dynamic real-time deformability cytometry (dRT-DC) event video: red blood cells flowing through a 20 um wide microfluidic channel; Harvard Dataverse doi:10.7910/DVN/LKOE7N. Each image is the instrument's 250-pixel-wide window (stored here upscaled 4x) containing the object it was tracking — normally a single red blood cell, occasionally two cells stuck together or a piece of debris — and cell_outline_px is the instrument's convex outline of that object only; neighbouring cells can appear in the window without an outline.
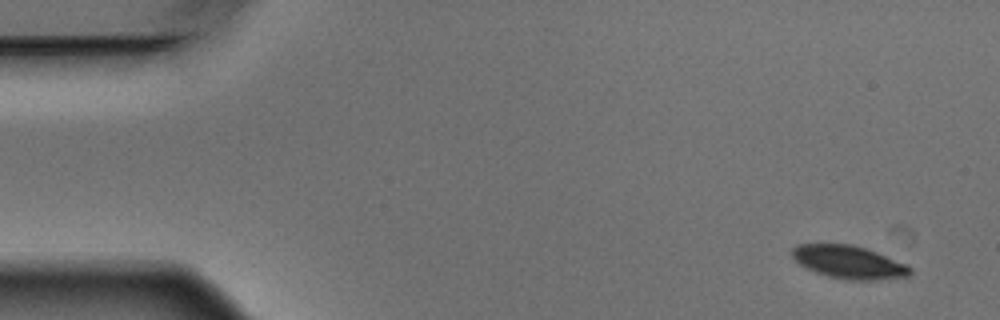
{"species": "Egyptian fruit bat (a non-hibernating species)", "species_latin": "Rousettus aegyptiacus", "temperature_condition": "warm", "stored_images_in_passage": 7, "camera_frame_rate_fps": 3000, "um_per_image_px": 0.085, "animal": {"sex": "male"}, "frame": {"image": 1, "passage_image": 1, "time_ms": 0.0, "image_size_px": [1000, 320], "cell_outline_px": [[912, 272], [908, 276], [876, 280], [844, 280], [828, 276], [816, 272], [800, 264], [792, 256], [792, 248], [796, 244], [852, 244], [876, 252], [908, 264], [912, 268]], "centroid_in_image_um": [72.18, 22.28], "position_along_channel_um": 12.8, "area_um2": 22.66}}
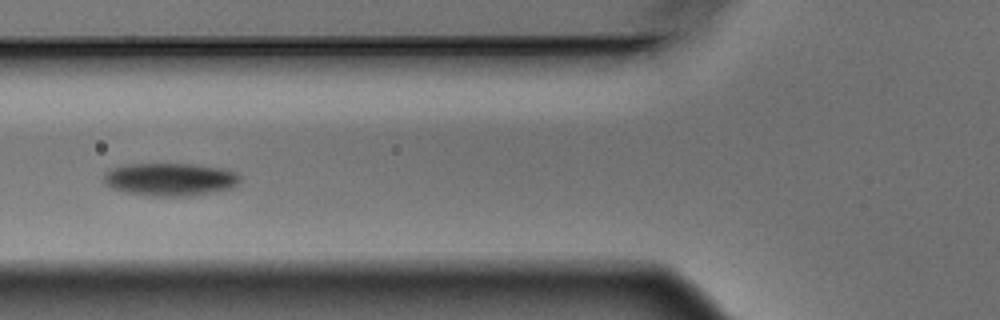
{"frame": {"image": 2, "passage_image": 6, "time_ms": 1.667, "image_size_px": [1000, 320], "cell_outline_px": [[240, 184], [232, 188], [212, 192], [188, 196], [152, 196], [124, 192], [112, 188], [104, 184], [104, 176], [108, 168], [124, 164], [196, 164], [224, 168], [236, 172], [240, 176]], "centroid_in_image_um": [14.46, 15.24], "position_along_channel_um": 111.3, "area_um2": 26.47}}
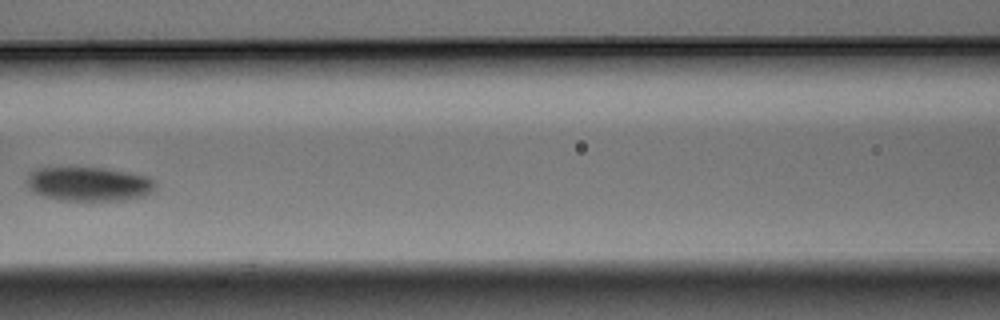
{"frame": {"image": 3, "passage_image": 7, "time_ms": 2.0, "image_size_px": [1000, 320], "cell_outline_px": [[156, 188], [152, 192], [144, 196], [124, 200], [60, 200], [44, 196], [32, 192], [28, 188], [24, 180], [28, 172], [32, 168], [104, 168], [128, 172], [148, 176], [156, 180]], "centroid_in_image_um": [7.52, 15.63], "position_along_channel_um": 159.1, "area_um2": 26.01}}